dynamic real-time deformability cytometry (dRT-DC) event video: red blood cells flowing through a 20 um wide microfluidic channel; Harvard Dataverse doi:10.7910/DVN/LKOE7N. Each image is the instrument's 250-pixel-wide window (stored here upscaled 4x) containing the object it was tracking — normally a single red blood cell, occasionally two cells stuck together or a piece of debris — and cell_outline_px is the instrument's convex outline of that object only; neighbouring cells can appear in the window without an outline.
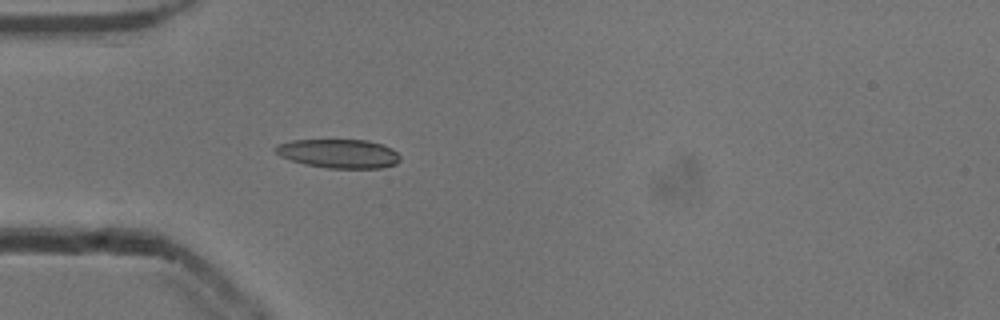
{"species": "common noctule bat (a hibernating species)", "species_latin": "Nyctalus noctula", "temperature_condition": "cold", "stored_images_in_passage": 23, "camera_frame_rate_fps": 3000, "um_per_image_px": 0.085, "animal": {"sex": "male", "body_mass_g": 13.3}, "frame": {"image": 1, "passage_image": 1, "time_ms": 0.0, "image_size_px": [1000, 320], "cell_outline_px": [[400, 160], [396, 164], [380, 168], [328, 168], [304, 164], [280, 156], [272, 148], [276, 144], [292, 140], [368, 140], [384, 144], [392, 148], [400, 156]], "centroid_in_image_um": [28.79, 13.05], "position_along_channel_um": 56.2, "area_um2": 21.15}}
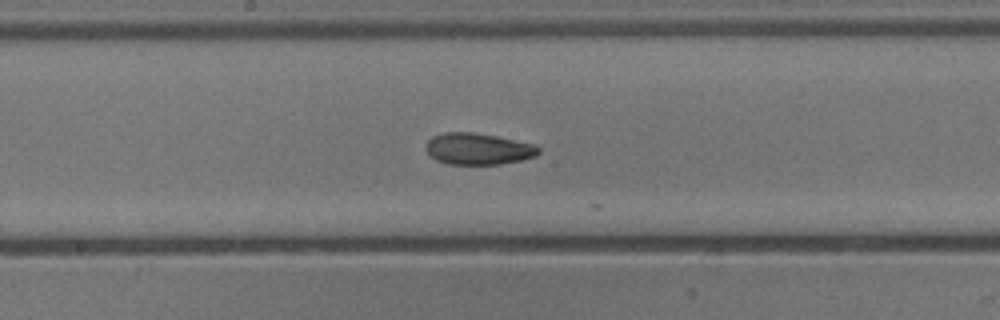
{"frame": {"image": 2, "passage_image": 13, "time_ms": 4.0, "image_size_px": [1000, 320], "cell_outline_px": [[540, 152], [536, 156], [524, 160], [500, 164], [448, 164], [436, 160], [424, 148], [424, 144], [432, 136], [444, 132], [472, 132], [496, 136], [536, 144], [540, 148]], "centroid_in_image_um": [40.65, 12.65], "position_along_channel_um": 207.5, "area_um2": 20.92}}
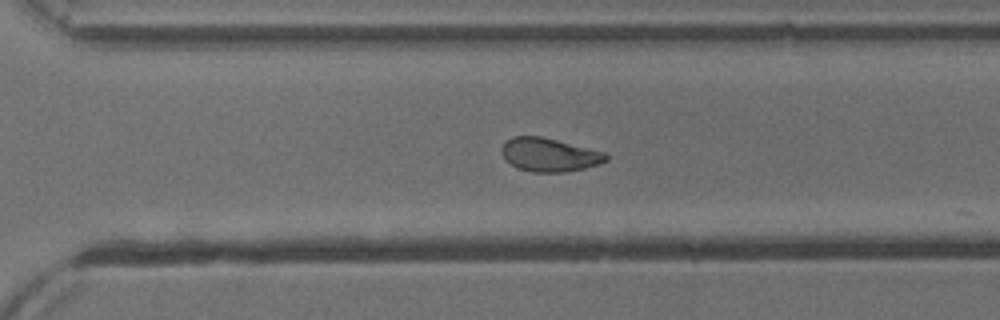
{"frame": {"image": 3, "passage_image": 22, "time_ms": 7.0, "image_size_px": [1000, 320], "cell_outline_px": [[608, 160], [600, 164], [584, 168], [564, 172], [532, 172], [520, 168], [512, 164], [500, 152], [500, 148], [512, 136], [540, 136], [604, 152], [608, 156]], "centroid_in_image_um": [46.7, 13.15], "position_along_channel_um": 323.9, "area_um2": 20.06}}